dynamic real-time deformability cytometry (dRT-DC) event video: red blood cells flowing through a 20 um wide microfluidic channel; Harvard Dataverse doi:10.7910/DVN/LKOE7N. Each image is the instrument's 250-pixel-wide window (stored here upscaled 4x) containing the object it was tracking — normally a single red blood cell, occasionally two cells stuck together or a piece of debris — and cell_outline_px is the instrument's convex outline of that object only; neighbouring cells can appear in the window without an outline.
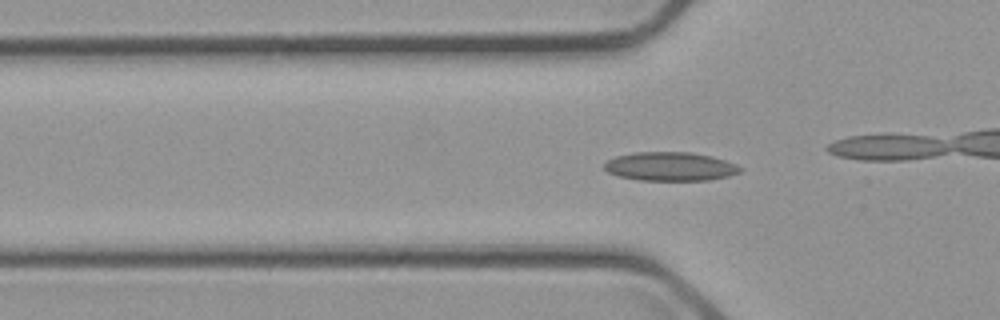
{"species": "common noctule bat (a hibernating species)", "species_latin": "Nyctalus noctula", "temperature_condition": "cold", "stored_images_in_passage": 56, "camera_frame_rate_fps": 3000, "um_per_image_px": 0.085, "animal": {"sex": "male", "body_mass_g": 23.1, "forearm_length_mm": 52.7}, "frame": {"image": 1, "passage_image": 17, "time_ms": 5.333, "image_size_px": [1000, 320], "cell_outline_px": [[744, 168], [740, 172], [728, 176], [708, 180], [640, 180], [620, 176], [608, 172], [604, 168], [604, 164], [608, 160], [616, 156], [636, 152], [692, 152], [712, 156], [736, 164]], "centroid_in_image_um": [57.0, 14.14], "position_along_channel_um": 68.8, "area_um2": 22.72}, "authors_computed_cell_mechanics": {"area_um2": 20.9236, "velocity_mm_per_s": 3.6753, "shape_relaxation_time_tau1_ms": null, "shape_relaxation_time_tau2_ms": 3.0931, "deformation_change_tau1": null, "deformation_change_tau2": 0.073}}